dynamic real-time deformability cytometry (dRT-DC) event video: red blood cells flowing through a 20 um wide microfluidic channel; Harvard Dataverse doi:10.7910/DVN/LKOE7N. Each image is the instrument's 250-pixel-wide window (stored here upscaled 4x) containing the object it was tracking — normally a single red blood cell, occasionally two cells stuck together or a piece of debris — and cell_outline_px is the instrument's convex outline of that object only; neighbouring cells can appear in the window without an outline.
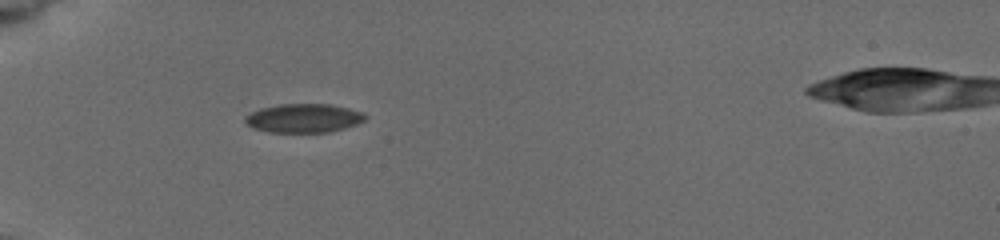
{"species": "common noctule bat (a hibernating species)", "species_latin": "Nyctalus noctula", "temperature_condition": "cold", "stored_images_in_passage": 46, "camera_frame_rate_fps": 3000, "um_per_image_px": 0.085, "animal": {"sex": "female", "body_mass_g": 19.5, "forearm_length_mm": 54.1}, "frame": {"image": 1, "passage_image": 1, "time_ms": 0.0, "image_size_px": [1000, 240], "cell_outline_px": [[368, 116], [364, 120], [356, 124], [344, 128], [328, 132], [268, 132], [252, 128], [244, 120], [244, 116], [260, 108], [280, 104], [328, 104], [348, 108], [360, 112]], "centroid_in_image_um": [25.78, 10.04], "position_along_channel_um": 59.2, "area_um2": 20.06}}
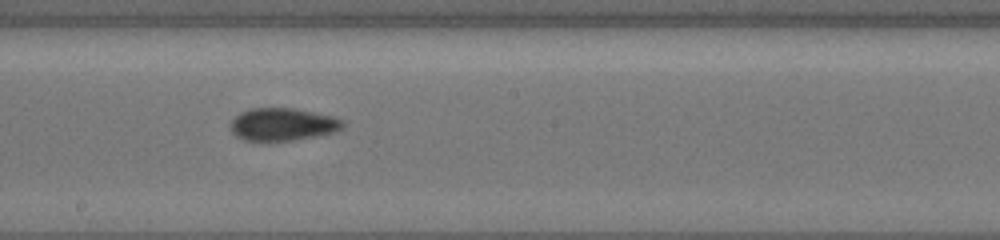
{"frame": {"image": 2, "passage_image": 24, "time_ms": 4.667, "image_size_px": [1000, 240], "cell_outline_px": [[344, 128], [332, 132], [316, 136], [288, 140], [244, 140], [236, 136], [232, 132], [232, 120], [240, 112], [252, 108], [292, 108], [332, 116], [344, 120]], "centroid_in_image_um": [24.04, 10.56], "position_along_channel_um": 224.2, "area_um2": 20.98}}
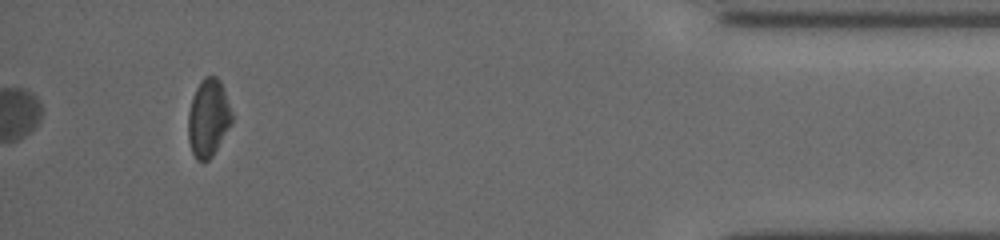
{"frame": {"image": 3, "passage_image": 46, "time_ms": 11.0, "image_size_px": [1000, 240], "cell_outline_px": [[232, 124], [212, 156], [208, 160], [196, 160], [192, 152], [188, 140], [188, 112], [196, 88], [200, 80], [204, 76], [216, 76], [220, 80], [232, 112]], "centroid_in_image_um": [17.7, 10.02], "position_along_channel_um": 417.5, "area_um2": 19.77}, "authors_computed_cell_mechanics": {"area_um2": 20.6924, "velocity_mm_per_s": 3.854, "shape_relaxation_time_tau1_ms": 4.227, "shape_relaxation_time_tau2_ms": 2.6531, "deformation_change_tau1": 0.0883, "deformation_change_tau2": 0.0675}}